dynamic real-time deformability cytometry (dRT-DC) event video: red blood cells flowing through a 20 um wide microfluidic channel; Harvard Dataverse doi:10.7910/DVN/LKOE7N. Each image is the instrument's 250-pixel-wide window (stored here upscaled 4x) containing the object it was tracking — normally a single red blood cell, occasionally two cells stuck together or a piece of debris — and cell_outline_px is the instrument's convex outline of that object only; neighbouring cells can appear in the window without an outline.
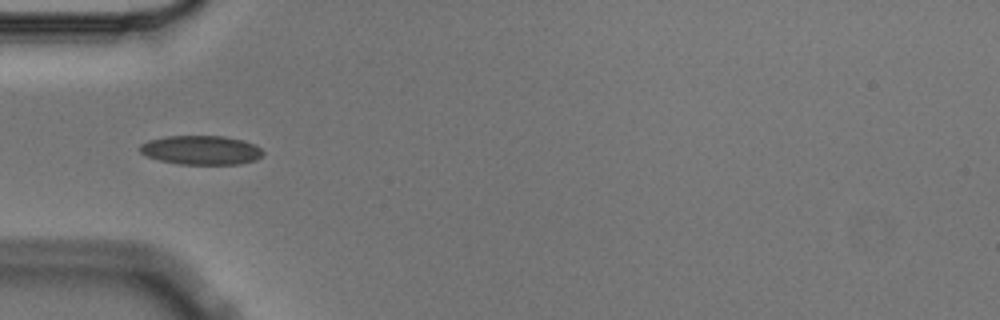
{"species": "Egyptian fruit bat (a non-hibernating species)", "species_latin": "Rousettus aegyptiacus", "temperature_condition": "cold", "stored_images_in_passage": 7, "camera_frame_rate_fps": 3000, "um_per_image_px": 0.085, "animal": {"sex": "male"}, "frame": {"image": 1, "passage_image": 3, "time_ms": 0.667, "image_size_px": [1000, 320], "cell_outline_px": [[264, 156], [256, 160], [240, 164], [180, 164], [160, 160], [144, 156], [140, 152], [140, 144], [148, 140], [164, 136], [224, 136], [244, 140], [260, 148], [264, 152]], "centroid_in_image_um": [17.09, 12.76], "position_along_channel_um": 67.9, "area_um2": 21.04}}
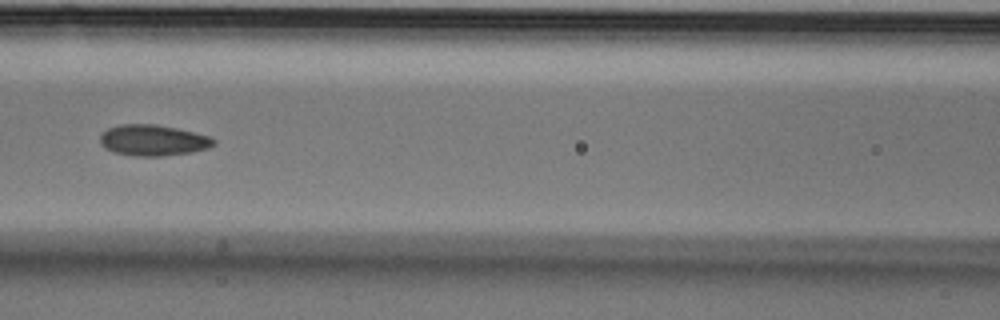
{"frame": {"image": 2, "passage_image": 5, "time_ms": 1.333, "image_size_px": [1000, 320], "cell_outline_px": [[216, 144], [208, 148], [192, 152], [160, 156], [132, 156], [112, 152], [104, 148], [100, 144], [100, 136], [108, 128], [120, 124], [156, 124], [176, 128], [212, 136], [216, 140]], "centroid_in_image_um": [13.02, 11.93], "position_along_channel_um": 153.6, "area_um2": 20.75}}
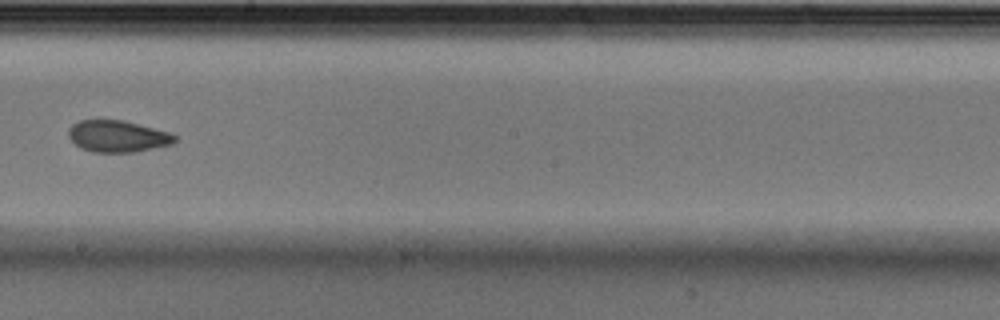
{"frame": {"image": 3, "passage_image": 7, "time_ms": 2.0, "image_size_px": [1000, 320], "cell_outline_px": [[176, 140], [172, 144], [132, 152], [92, 152], [80, 148], [68, 136], [68, 128], [72, 124], [80, 120], [124, 120], [172, 132], [176, 136]], "centroid_in_image_um": [10.0, 11.57], "position_along_channel_um": 238.2, "area_um2": 19.71}}